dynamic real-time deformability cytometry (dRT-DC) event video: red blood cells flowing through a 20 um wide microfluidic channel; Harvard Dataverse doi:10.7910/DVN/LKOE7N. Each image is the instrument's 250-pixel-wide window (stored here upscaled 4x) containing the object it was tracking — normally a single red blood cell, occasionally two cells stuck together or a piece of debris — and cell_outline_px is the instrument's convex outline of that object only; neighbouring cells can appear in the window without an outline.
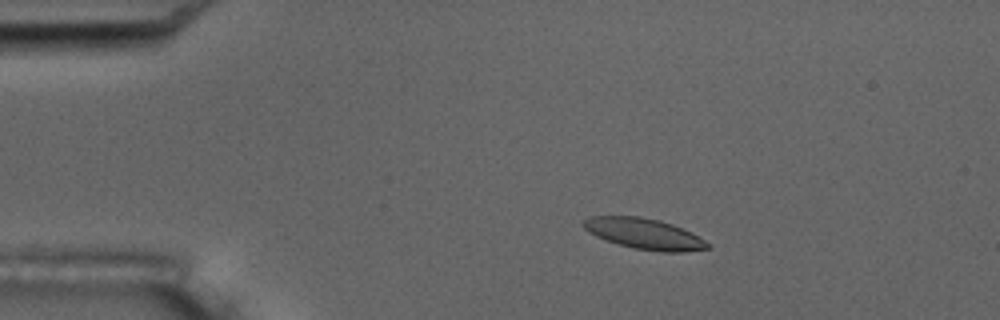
{"species": "common noctule bat (a hibernating species)", "species_latin": "Nyctalus noctula", "temperature_condition": "room temperature", "stored_images_in_passage": 5, "camera_frame_rate_fps": 3000, "um_per_image_px": 0.085, "animal": {"sex": "male", "body_mass_g": 17.5, "forearm_length_mm": 52.3}, "frame": {"image": 1, "passage_image": 2, "time_ms": 1.333, "image_size_px": [1000, 320], "cell_outline_px": [[712, 244], [708, 248], [684, 252], [660, 252], [632, 248], [596, 236], [588, 232], [580, 224], [588, 216], [640, 216], [660, 220], [672, 224], [692, 232]], "centroid_in_image_um": [54.77, 19.86], "position_along_channel_um": 30.2, "area_um2": 22.43}}
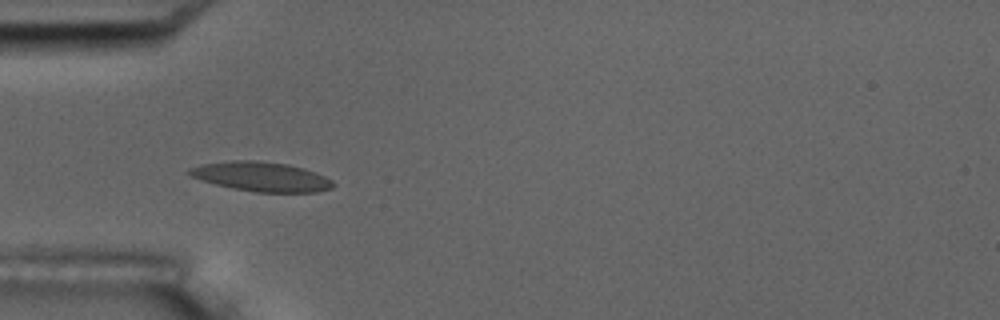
{"frame": {"image": 2, "passage_image": 4, "time_ms": 3.667, "image_size_px": [1000, 320], "cell_outline_px": [[336, 184], [332, 188], [316, 192], [256, 192], [232, 188], [200, 180], [184, 172], [188, 168], [200, 164], [232, 160], [252, 160], [288, 164], [304, 168], [324, 176], [332, 180]], "centroid_in_image_um": [22.18, 15.01], "position_along_channel_um": 62.8, "area_um2": 24.8}}